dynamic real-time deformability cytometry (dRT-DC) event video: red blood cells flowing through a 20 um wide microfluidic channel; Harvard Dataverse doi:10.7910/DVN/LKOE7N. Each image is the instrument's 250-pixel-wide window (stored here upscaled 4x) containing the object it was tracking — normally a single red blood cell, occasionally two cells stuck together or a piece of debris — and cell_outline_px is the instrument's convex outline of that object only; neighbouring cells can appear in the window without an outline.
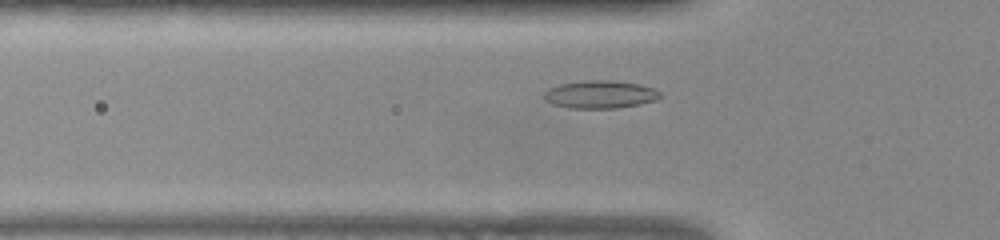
{"species": "common noctule bat (a hibernating species)", "species_latin": "Nyctalus noctula", "temperature_condition": "warm", "stored_images_in_passage": 45, "camera_frame_rate_fps": 3000, "um_per_image_px": 0.085, "animal": {"sex": "female", "body_mass_g": 22.0, "forearm_length_mm": 56.7}, "frame": {"image": 1, "passage_image": 9, "time_ms": 2.667, "image_size_px": [1000, 240], "cell_outline_px": [[660, 96], [656, 100], [640, 104], [616, 108], [572, 108], [552, 104], [544, 100], [544, 92], [548, 88], [560, 84], [584, 80], [612, 80], [640, 84], [652, 88], [660, 92]], "centroid_in_image_um": [50.99, 8.02], "position_along_channel_um": 74.8, "area_um2": 18.84}}
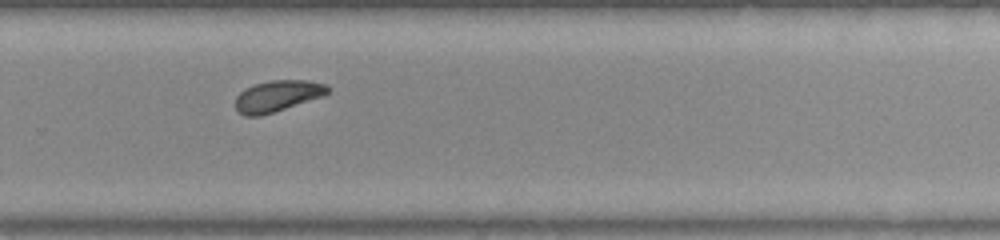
{"frame": {"image": 2, "passage_image": 27, "time_ms": 8.667, "image_size_px": [1000, 240], "cell_outline_px": [[332, 88], [324, 96], [260, 116], [244, 116], [236, 108], [236, 96], [240, 92], [256, 84], [272, 80], [308, 80], [324, 84]], "centroid_in_image_um": [23.62, 8.15], "position_along_channel_um": 306.2, "area_um2": 16.59}}
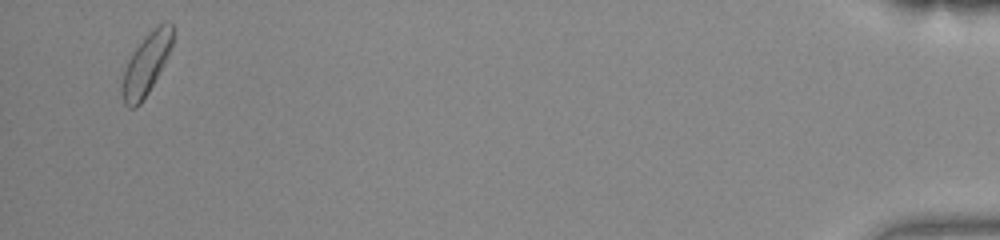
{"frame": {"image": 3, "passage_image": 43, "time_ms": 14.0, "image_size_px": [1000, 240], "cell_outline_px": [[172, 48], [164, 64], [148, 92], [140, 104], [136, 108], [128, 108], [124, 104], [120, 92], [120, 84], [128, 60], [132, 52], [144, 36], [148, 32], [164, 20], [168, 20], [172, 24]], "centroid_in_image_um": [12.41, 5.45], "position_along_channel_um": 422.8, "area_um2": 18.32}, "authors_computed_cell_mechanics": {"area_um2": 16.9932, "velocity_mm_per_s": 3.859, "shape_relaxation_time_tau1_ms": 2.951, "shape_relaxation_time_tau2_ms": null, "deformation_change_tau1": 0.0889, "deformation_change_tau2": null}}